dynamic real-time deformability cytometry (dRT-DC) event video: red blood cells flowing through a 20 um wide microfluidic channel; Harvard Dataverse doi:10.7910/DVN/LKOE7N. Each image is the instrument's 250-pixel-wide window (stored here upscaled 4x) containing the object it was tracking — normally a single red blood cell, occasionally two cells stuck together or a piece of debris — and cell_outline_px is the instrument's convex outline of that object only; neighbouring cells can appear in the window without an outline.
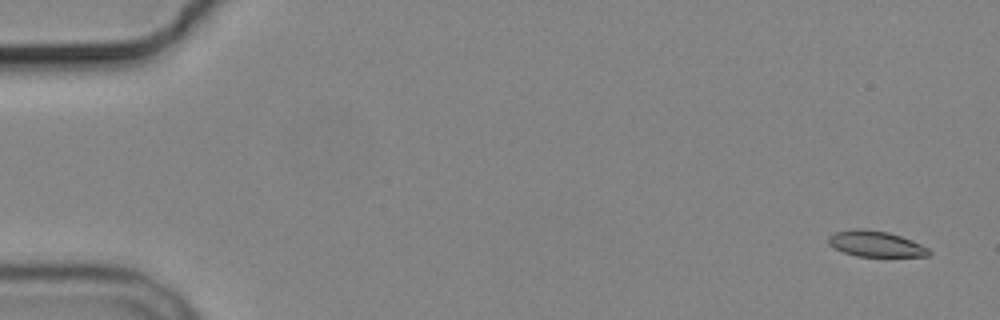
{"species": "common noctule bat (a hibernating species)", "species_latin": "Nyctalus noctula", "temperature_condition": "cold", "stored_images_in_passage": 4, "camera_frame_rate_fps": 3000, "um_per_image_px": 0.085, "animal": {"sex": "male", "body_mass_g": 19.2, "forearm_length_mm": 51.8}, "frame": {"image": 1, "passage_image": 1, "time_ms": 0.0, "image_size_px": [1000, 320], "cell_outline_px": [[932, 252], [928, 256], [856, 256], [844, 252], [828, 244], [828, 236], [836, 232], [856, 228], [864, 228], [888, 232], [912, 240], [928, 248]], "centroid_in_image_um": [74.43, 20.72], "position_along_channel_um": 10.6, "area_um2": 15.03}}
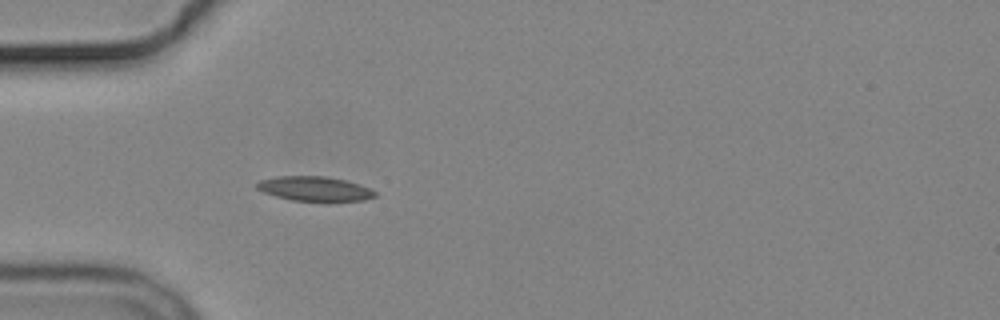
{"frame": {"image": 2, "passage_image": 4, "time_ms": 5.0, "image_size_px": [1000, 320], "cell_outline_px": [[376, 196], [364, 200], [292, 200], [276, 196], [264, 192], [256, 188], [256, 184], [260, 180], [276, 176], [328, 176], [360, 184], [376, 192]], "centroid_in_image_um": [26.72, 16.02], "position_along_channel_um": 58.3, "area_um2": 16.59}}